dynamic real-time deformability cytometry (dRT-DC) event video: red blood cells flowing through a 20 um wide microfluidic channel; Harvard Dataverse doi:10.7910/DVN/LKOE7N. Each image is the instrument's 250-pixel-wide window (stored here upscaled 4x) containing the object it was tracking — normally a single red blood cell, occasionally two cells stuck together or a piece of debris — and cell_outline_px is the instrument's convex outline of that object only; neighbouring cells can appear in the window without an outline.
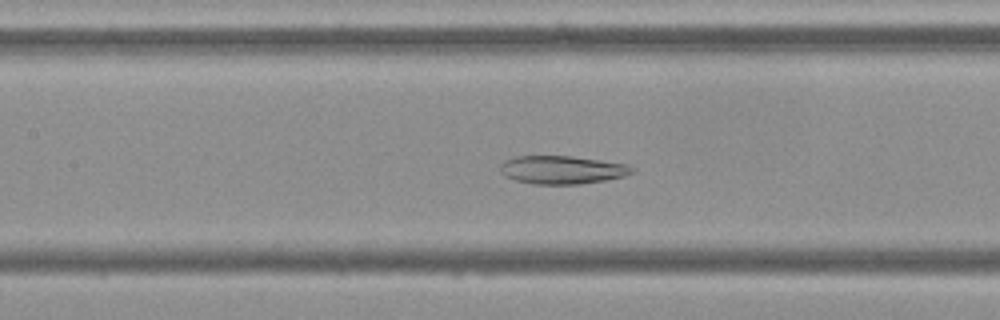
{"species": "Egyptian fruit bat (a non-hibernating species)", "species_latin": "Rousettus aegyptiacus", "temperature_condition": "cold", "stored_images_in_passage": 55, "camera_frame_rate_fps": 3000, "um_per_image_px": 0.085, "frame": {"image": 1, "passage_image": 25, "time_ms": 8.0, "image_size_px": [1000, 320], "cell_outline_px": [[636, 172], [624, 176], [604, 180], [580, 184], [532, 184], [516, 180], [504, 176], [500, 172], [500, 164], [504, 160], [516, 156], [572, 156], [628, 164], [636, 168]], "centroid_in_image_um": [47.79, 14.43], "position_along_channel_um": 159.6, "area_um2": 21.85}}
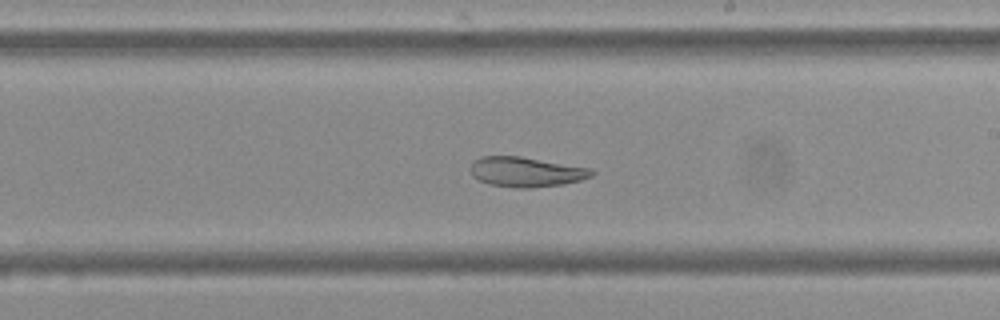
{"frame": {"image": 2, "passage_image": 32, "time_ms": 10.333, "image_size_px": [1000, 320], "cell_outline_px": [[596, 172], [592, 176], [580, 180], [564, 184], [528, 188], [516, 188], [488, 184], [472, 176], [468, 168], [472, 160], [480, 156], [520, 156], [588, 168]], "centroid_in_image_um": [44.64, 14.61], "position_along_channel_um": 244.4, "area_um2": 21.21}}
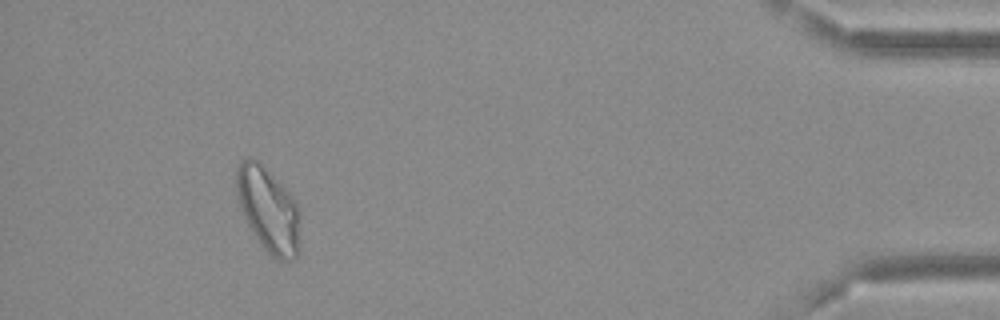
{"frame": {"image": 3, "passage_image": 51, "time_ms": 16.667, "image_size_px": [1000, 320], "cell_outline_px": [[300, 248], [296, 256], [292, 260], [280, 260], [272, 256], [260, 244], [248, 224], [240, 208], [236, 192], [236, 168], [240, 160], [248, 156], [256, 160], [292, 196], [296, 204], [300, 216]], "centroid_in_image_um": [22.81, 17.84], "position_along_channel_um": 412.4, "area_um2": 31.27}, "authors_computed_cell_mechanics": {"area_um2": 27.6862, "velocity_mm_per_s": 3.6395, "shape_relaxation_time_tau1_ms": null, "shape_relaxation_time_tau2_ms": 4.594, "deformation_change_tau1": null, "deformation_change_tau2": 0.087}}